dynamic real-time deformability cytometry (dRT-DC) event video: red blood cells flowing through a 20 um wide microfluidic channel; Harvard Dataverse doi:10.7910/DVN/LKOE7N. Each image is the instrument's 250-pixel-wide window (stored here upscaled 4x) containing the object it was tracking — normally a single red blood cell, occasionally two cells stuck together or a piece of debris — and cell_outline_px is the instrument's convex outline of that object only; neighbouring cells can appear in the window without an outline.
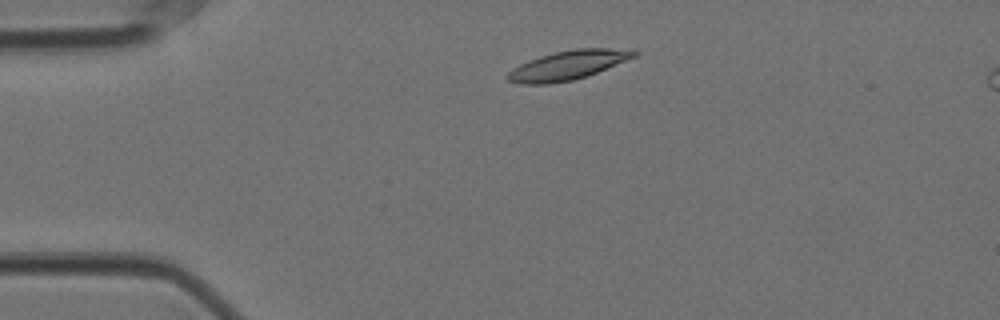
{"species": "Egyptian fruit bat (a non-hibernating species)", "species_latin": "Rousettus aegyptiacus", "temperature_condition": "cold", "stored_images_in_passage": 46, "camera_frame_rate_fps": 3000, "um_per_image_px": 0.085, "animal": {"sex": "female"}, "frame": {"image": 1, "passage_image": 1, "time_ms": 0.0, "image_size_px": [1000, 320], "cell_outline_px": [[640, 52], [636, 56], [596, 72], [572, 80], [548, 84], [520, 84], [508, 80], [504, 76], [512, 68], [528, 60], [540, 56], [556, 52], [576, 48], [608, 48]], "centroid_in_image_um": [48.18, 5.55], "position_along_channel_um": 36.8, "area_um2": 21.1}}
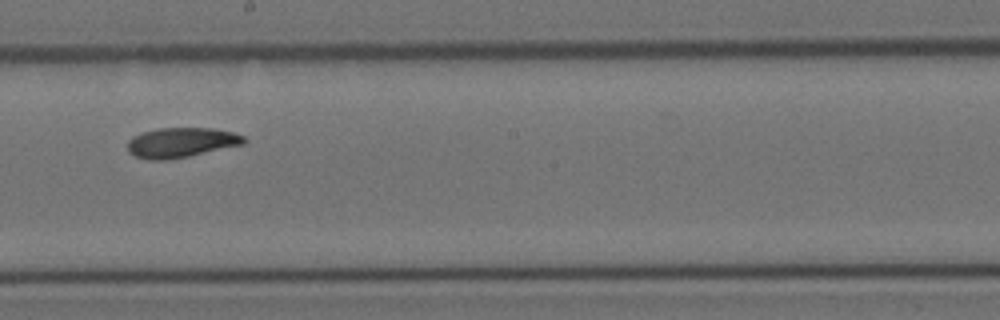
{"frame": {"image": 2, "passage_image": 21, "time_ms": 6.667, "image_size_px": [1000, 320], "cell_outline_px": [[248, 140], [244, 144], [188, 156], [168, 160], [148, 160], [136, 156], [128, 152], [128, 140], [132, 136], [144, 132], [160, 128], [212, 128], [232, 132], [244, 136]], "centroid_in_image_um": [15.4, 12.12], "position_along_channel_um": 232.8, "area_um2": 20.23}}
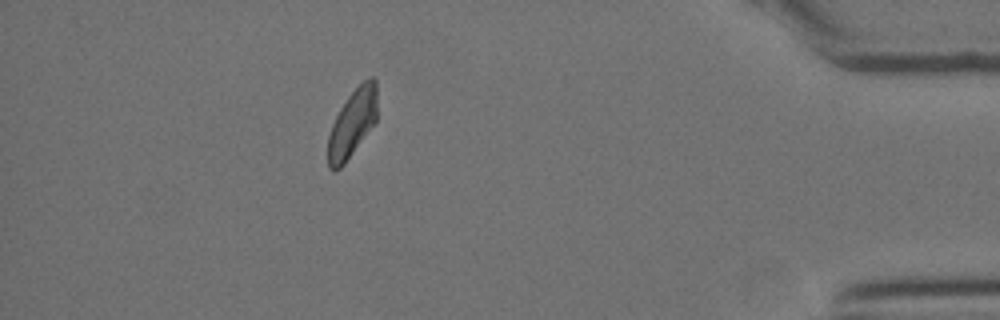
{"frame": {"image": 3, "passage_image": 40, "time_ms": 13.0, "image_size_px": [1000, 320], "cell_outline_px": [[376, 120], [344, 164], [336, 172], [332, 172], [328, 168], [328, 136], [332, 124], [340, 108], [348, 96], [368, 76], [372, 76], [376, 80]], "centroid_in_image_um": [29.92, 10.49], "position_along_channel_um": 405.3, "area_um2": 19.19}, "authors_computed_cell_mechanics": {"area_um2": 20.1144, "velocity_mm_per_s": 3.4818, "shape_relaxation_time_tau1_ms": 8.3881, "shape_relaxation_time_tau2_ms": 8.9864, "deformation_change_tau1": 0.1778, "deformation_change_tau2": 0.1426}}